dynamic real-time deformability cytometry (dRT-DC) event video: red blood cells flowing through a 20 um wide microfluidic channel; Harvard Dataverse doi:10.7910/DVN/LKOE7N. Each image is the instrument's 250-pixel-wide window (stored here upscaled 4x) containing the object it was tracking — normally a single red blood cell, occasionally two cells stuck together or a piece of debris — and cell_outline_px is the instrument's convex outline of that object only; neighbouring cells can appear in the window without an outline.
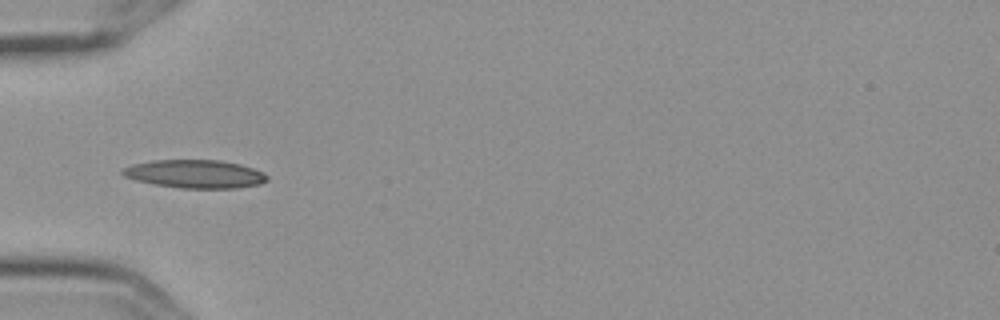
{"species": "Egyptian fruit bat (a non-hibernating species)", "species_latin": "Rousettus aegyptiacus", "temperature_condition": "cold", "stored_images_in_passage": 9, "camera_frame_rate_fps": 3000, "um_per_image_px": 0.085, "frame": {"image": 1, "passage_image": 6, "time_ms": 1.667, "image_size_px": [1000, 320], "cell_outline_px": [[268, 180], [260, 184], [236, 188], [180, 188], [152, 184], [136, 180], [124, 176], [120, 172], [120, 168], [132, 164], [152, 160], [220, 160], [240, 164], [264, 172], [268, 176]], "centroid_in_image_um": [16.55, 14.78], "position_along_channel_um": 68.5, "area_um2": 23.99}}
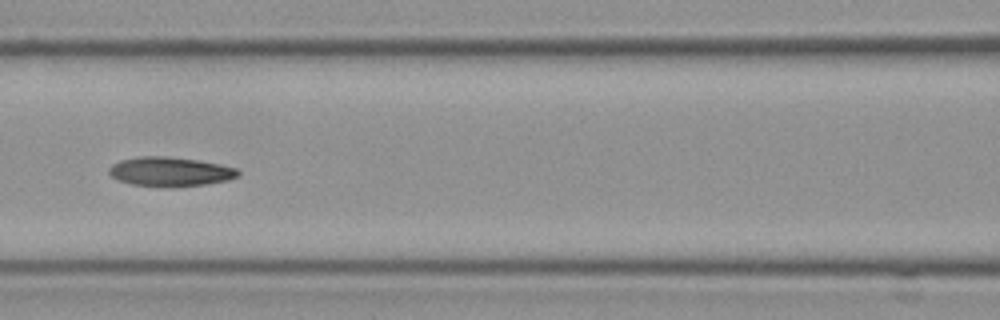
{"frame": {"image": 2, "passage_image": 8, "time_ms": 2.333, "image_size_px": [1000, 320], "cell_outline_px": [[240, 172], [236, 176], [228, 180], [204, 184], [128, 184], [116, 180], [108, 172], [108, 168], [112, 164], [120, 160], [140, 156], [164, 156], [196, 160], [220, 164], [236, 168]], "centroid_in_image_um": [14.41, 14.54], "position_along_channel_um": 152.2, "area_um2": 21.1}}
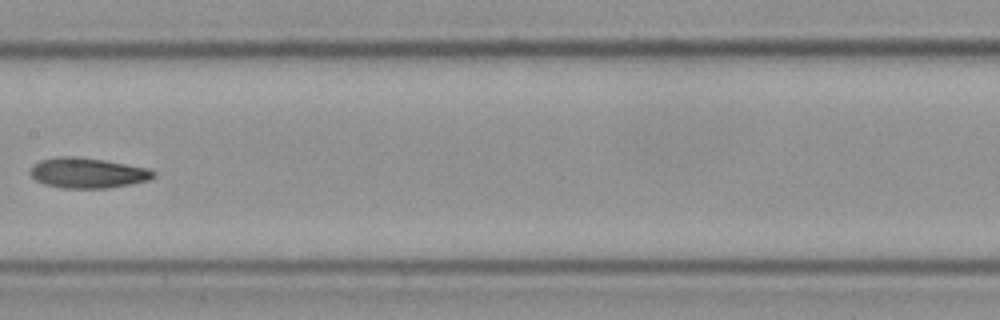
{"frame": {"image": 3, "passage_image": 9, "time_ms": 2.667, "image_size_px": [1000, 320], "cell_outline_px": [[156, 176], [148, 180], [132, 184], [108, 188], [64, 188], [44, 184], [36, 180], [28, 172], [32, 164], [40, 160], [56, 156], [76, 156], [104, 160], [148, 168], [156, 172]], "centroid_in_image_um": [7.43, 14.69], "position_along_channel_um": 200.0, "area_um2": 21.96}}